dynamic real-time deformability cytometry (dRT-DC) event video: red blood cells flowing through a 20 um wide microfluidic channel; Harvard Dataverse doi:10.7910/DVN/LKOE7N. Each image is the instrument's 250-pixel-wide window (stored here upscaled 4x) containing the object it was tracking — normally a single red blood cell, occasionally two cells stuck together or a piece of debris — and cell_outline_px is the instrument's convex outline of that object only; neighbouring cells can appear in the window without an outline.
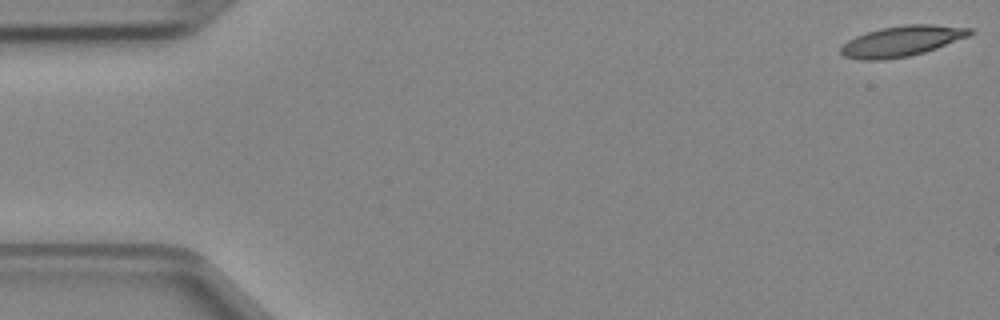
{"species": "Egyptian fruit bat (a non-hibernating species)", "species_latin": "Rousettus aegyptiacus", "temperature_condition": "cold", "stored_images_in_passage": 5, "camera_frame_rate_fps": 3000, "um_per_image_px": 0.085, "animal": {"sex": "female"}, "frame": {"image": 1, "passage_image": 1, "time_ms": 0.0, "image_size_px": [1000, 320], "cell_outline_px": [[976, 32], [968, 36], [936, 48], [924, 52], [908, 56], [880, 60], [860, 60], [844, 56], [840, 52], [840, 48], [848, 40], [856, 36], [880, 28], [904, 24], [932, 24], [972, 28]], "centroid_in_image_um": [76.66, 3.48], "position_along_channel_um": 8.3, "area_um2": 22.89}}
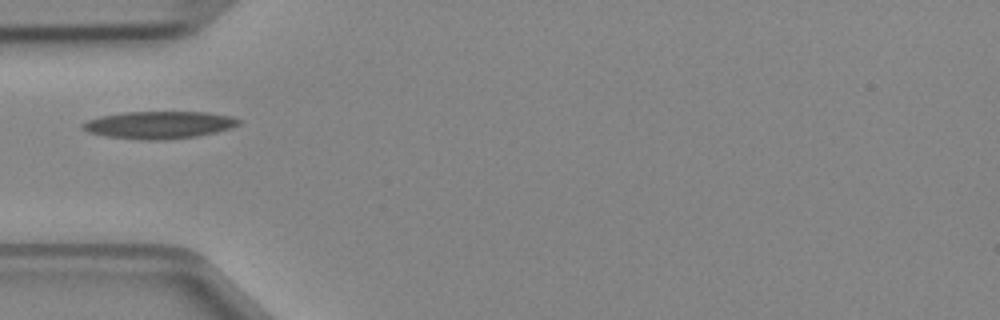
{"frame": {"image": 2, "passage_image": 4, "time_ms": 1.0, "image_size_px": [1000, 320], "cell_outline_px": [[240, 124], [232, 128], [216, 132], [196, 136], [164, 140], [140, 140], [104, 136], [88, 132], [80, 128], [80, 124], [88, 120], [100, 116], [124, 112], [208, 112], [232, 116], [240, 120]], "centroid_in_image_um": [13.5, 10.62], "position_along_channel_um": 71.5, "area_um2": 25.14}}